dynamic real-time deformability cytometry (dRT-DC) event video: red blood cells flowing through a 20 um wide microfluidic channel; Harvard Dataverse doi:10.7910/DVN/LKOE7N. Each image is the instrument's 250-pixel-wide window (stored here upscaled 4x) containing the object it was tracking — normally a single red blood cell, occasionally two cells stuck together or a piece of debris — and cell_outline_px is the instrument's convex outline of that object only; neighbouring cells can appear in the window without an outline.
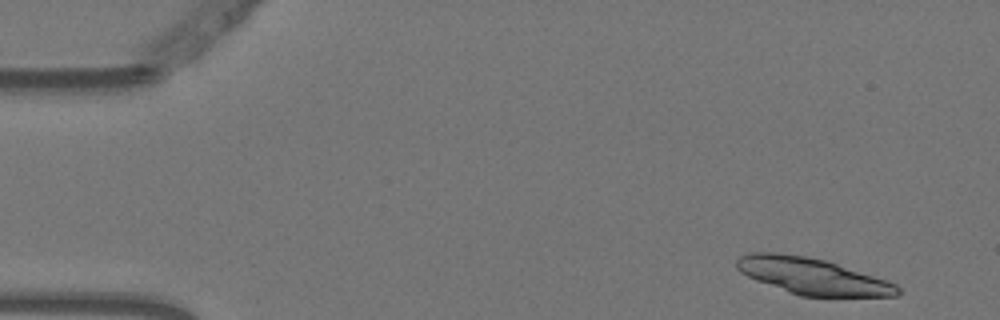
{"species": "Egyptian fruit bat (a non-hibernating species)", "species_latin": "Rousettus aegyptiacus", "temperature_condition": "warm", "stored_images_in_passage": 14, "camera_frame_rate_fps": 3000, "um_per_image_px": 0.085, "animal": {"sex": "female"}, "frame": {"image": 1, "passage_image": 3, "time_ms": 0.667, "image_size_px": [1000, 320], "cell_outline_px": [[900, 292], [896, 296], [800, 296], [756, 280], [740, 272], [736, 268], [736, 260], [740, 256], [752, 252], [776, 252], [808, 256], [824, 260], [896, 284], [900, 288]], "centroid_in_image_um": [68.99, 23.46], "position_along_channel_um": 16.0, "area_um2": 33.58}}